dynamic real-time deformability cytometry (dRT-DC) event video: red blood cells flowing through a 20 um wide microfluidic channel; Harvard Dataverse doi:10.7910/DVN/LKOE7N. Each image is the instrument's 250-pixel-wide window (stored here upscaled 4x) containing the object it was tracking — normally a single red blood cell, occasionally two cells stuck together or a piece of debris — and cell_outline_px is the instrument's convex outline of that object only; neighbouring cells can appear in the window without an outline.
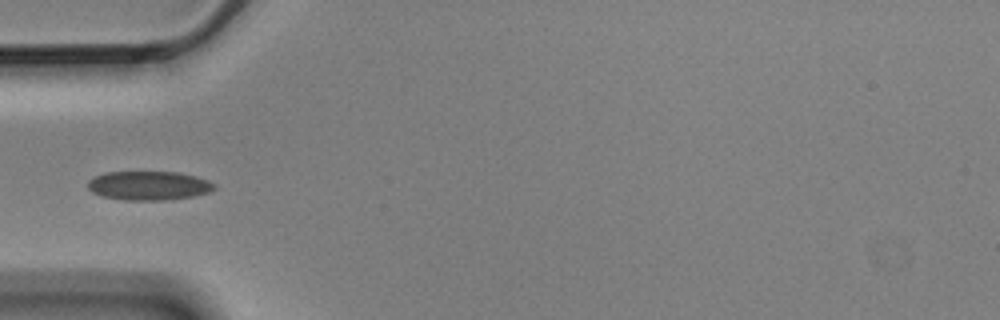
{"species": "Egyptian fruit bat (a non-hibernating species)", "species_latin": "Rousettus aegyptiacus", "temperature_condition": "cold", "stored_images_in_passage": 11, "camera_frame_rate_fps": 3000, "um_per_image_px": 0.085, "animal": {"sex": "male"}, "frame": {"image": 1, "passage_image": 1, "time_ms": 0.0, "image_size_px": [1000, 320], "cell_outline_px": [[216, 188], [208, 192], [192, 196], [164, 200], [124, 200], [104, 196], [92, 192], [88, 188], [88, 180], [104, 172], [180, 172], [196, 176], [208, 180], [216, 184]], "centroid_in_image_um": [12.66, 15.77], "position_along_channel_um": 72.3, "area_um2": 21.33}}
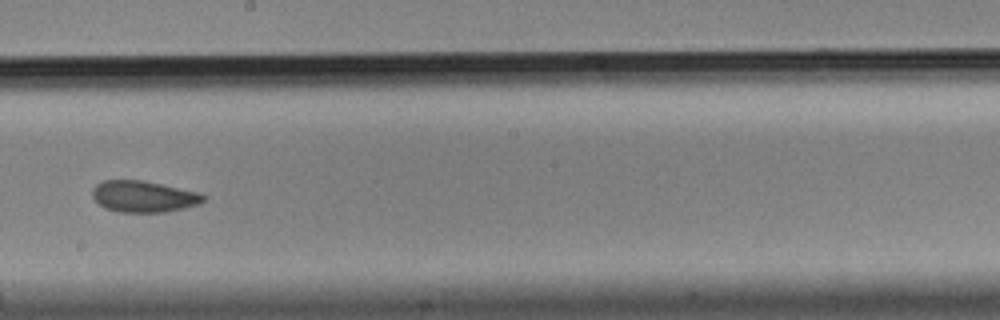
{"frame": {"image": 2, "passage_image": 5, "time_ms": 1.333, "image_size_px": [1000, 320], "cell_outline_px": [[208, 196], [200, 204], [184, 208], [164, 212], [120, 212], [104, 208], [92, 196], [92, 188], [96, 184], [104, 180], [144, 180], [196, 192]], "centroid_in_image_um": [12.2, 16.7], "position_along_channel_um": 236.0, "area_um2": 20.29}}
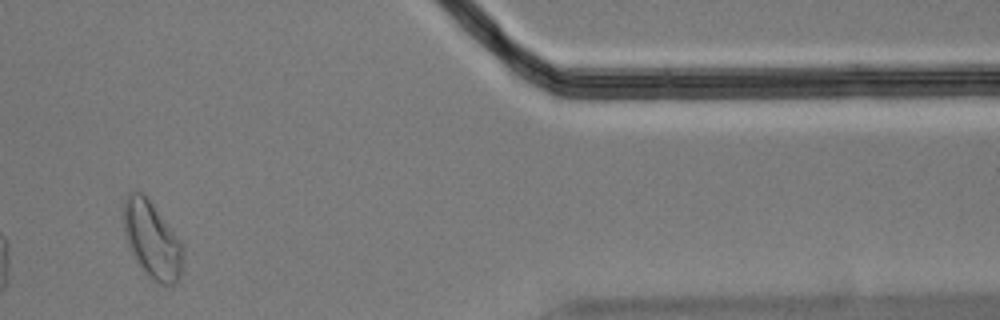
{"frame": {"image": 3, "passage_image": 9, "time_ms": 2.667, "image_size_px": [1000, 320], "cell_outline_px": [[184, 268], [180, 276], [172, 284], [164, 288], [148, 280], [128, 248], [124, 236], [124, 200], [128, 192], [136, 188], [144, 192], [172, 228], [180, 240], [184, 248]], "centroid_in_image_um": [12.93, 20.42], "position_along_channel_um": 398.5, "area_um2": 27.86}}